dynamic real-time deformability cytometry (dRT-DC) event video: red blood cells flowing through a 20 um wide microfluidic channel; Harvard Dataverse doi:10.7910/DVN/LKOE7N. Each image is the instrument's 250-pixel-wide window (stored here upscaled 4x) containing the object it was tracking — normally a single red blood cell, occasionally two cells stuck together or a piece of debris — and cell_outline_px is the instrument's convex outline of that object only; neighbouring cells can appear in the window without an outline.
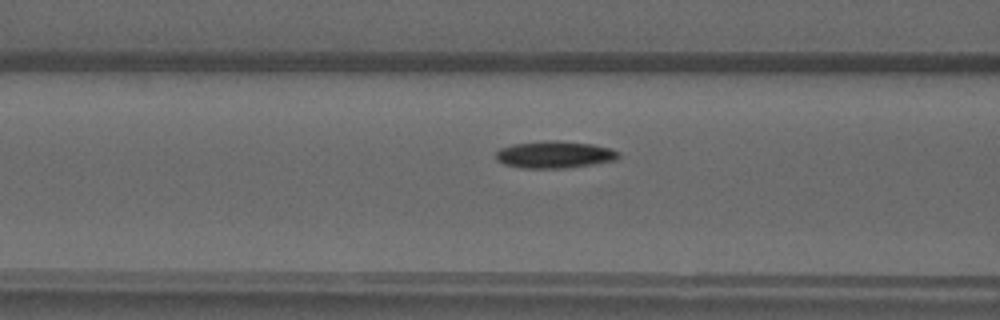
{"species": "common noctule bat (a hibernating species)", "species_latin": "Nyctalus noctula", "temperature_condition": "warm", "stored_images_in_passage": 51, "camera_frame_rate_fps": 3000, "um_per_image_px": 0.085, "animal": {"sex": "male", "forearm_length_mm": 52.5}, "frame": {"image": 1, "passage_image": 21, "time_ms": 6.667, "image_size_px": [1000, 320], "cell_outline_px": [[620, 156], [616, 160], [596, 164], [564, 168], [520, 168], [504, 164], [496, 160], [496, 152], [500, 148], [512, 144], [548, 140], [556, 140], [592, 144], [612, 148], [620, 152]], "centroid_in_image_um": [47.16, 13.14], "position_along_channel_um": 119.4, "area_um2": 19.59}}
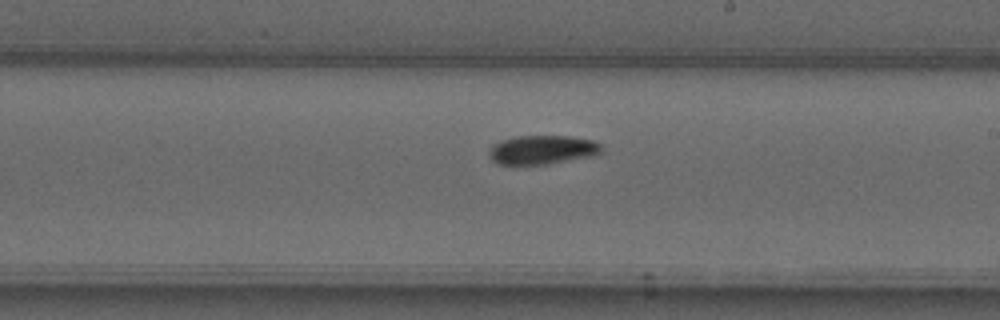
{"frame": {"image": 2, "passage_image": 30, "time_ms": 9.667, "image_size_px": [1000, 320], "cell_outline_px": [[604, 152], [596, 156], [548, 164], [496, 164], [488, 156], [488, 152], [492, 144], [500, 140], [516, 136], [568, 136], [592, 140], [600, 144], [604, 148]], "centroid_in_image_um": [46.12, 12.74], "position_along_channel_um": 242.9, "area_um2": 19.36}}
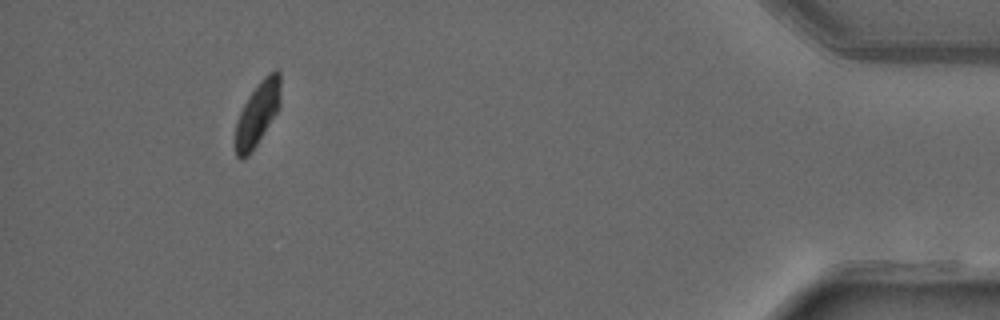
{"frame": {"image": 3, "passage_image": 47, "time_ms": 15.333, "image_size_px": [1000, 320], "cell_outline_px": [[280, 108], [248, 156], [240, 160], [236, 156], [236, 120], [248, 96], [260, 80], [264, 76], [276, 68], [280, 72]], "centroid_in_image_um": [21.9, 9.62], "position_along_channel_um": 413.3, "area_um2": 16.7}}